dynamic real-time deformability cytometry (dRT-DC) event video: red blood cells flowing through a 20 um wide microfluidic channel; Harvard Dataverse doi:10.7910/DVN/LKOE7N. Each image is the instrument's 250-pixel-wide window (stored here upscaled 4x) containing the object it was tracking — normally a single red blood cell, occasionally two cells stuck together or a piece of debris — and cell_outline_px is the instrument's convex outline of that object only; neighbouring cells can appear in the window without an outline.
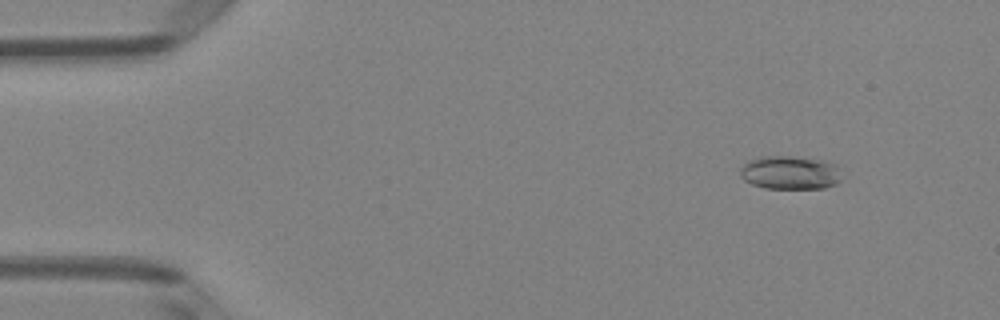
{"species": "Egyptian fruit bat (a non-hibernating species)", "species_latin": "Rousettus aegyptiacus", "temperature_condition": "room temperature", "stored_images_in_passage": 6, "camera_frame_rate_fps": 3000, "um_per_image_px": 0.085, "animal": {"sex": "female"}, "frame": {"image": 1, "passage_image": 2, "time_ms": 0.333, "image_size_px": [1000, 320], "cell_outline_px": [[840, 180], [836, 184], [824, 188], [764, 188], [752, 184], [744, 180], [740, 176], [740, 168], [748, 160], [760, 156], [792, 156], [824, 160], [836, 164]], "centroid_in_image_um": [67.12, 14.66], "position_along_channel_um": 17.9, "area_um2": 19.88}}
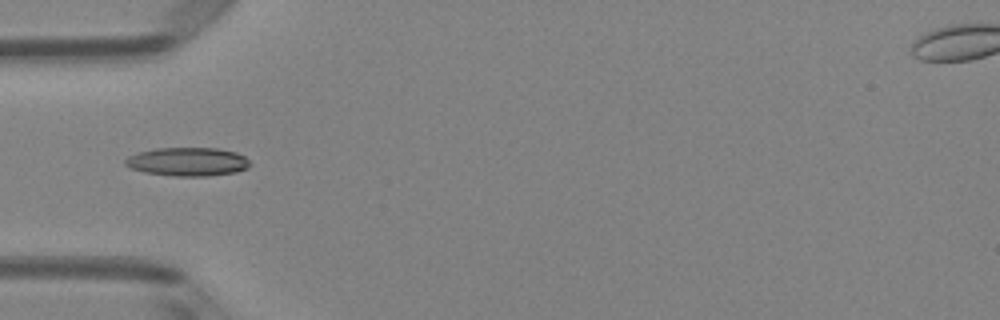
{"frame": {"image": 2, "passage_image": 5, "time_ms": 1.333, "image_size_px": [1000, 320], "cell_outline_px": [[252, 164], [248, 168], [236, 172], [208, 176], [176, 176], [144, 172], [132, 168], [124, 164], [124, 160], [128, 156], [136, 152], [156, 148], [216, 148], [236, 152], [244, 156]], "centroid_in_image_um": [15.95, 13.74], "position_along_channel_um": 69.0, "area_um2": 20.87}}
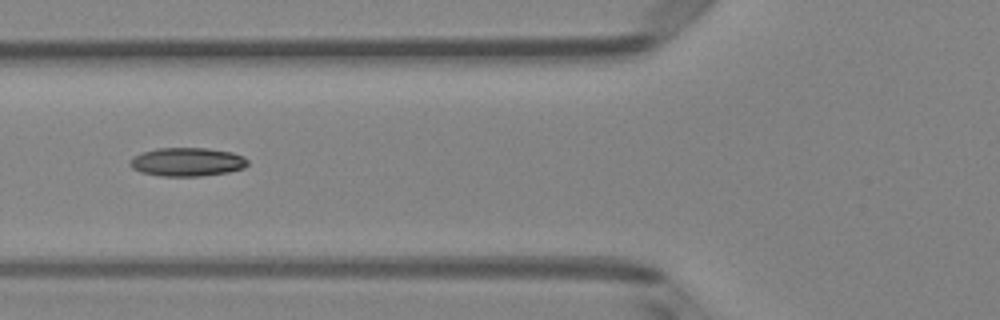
{"frame": {"image": 3, "passage_image": 6, "time_ms": 1.667, "image_size_px": [1000, 320], "cell_outline_px": [[248, 164], [244, 168], [228, 172], [200, 176], [160, 176], [140, 172], [132, 168], [128, 164], [128, 160], [132, 156], [156, 148], [208, 148], [232, 152], [244, 156], [248, 160]], "centroid_in_image_um": [15.89, 13.76], "position_along_channel_um": 109.9, "area_um2": 19.83}}